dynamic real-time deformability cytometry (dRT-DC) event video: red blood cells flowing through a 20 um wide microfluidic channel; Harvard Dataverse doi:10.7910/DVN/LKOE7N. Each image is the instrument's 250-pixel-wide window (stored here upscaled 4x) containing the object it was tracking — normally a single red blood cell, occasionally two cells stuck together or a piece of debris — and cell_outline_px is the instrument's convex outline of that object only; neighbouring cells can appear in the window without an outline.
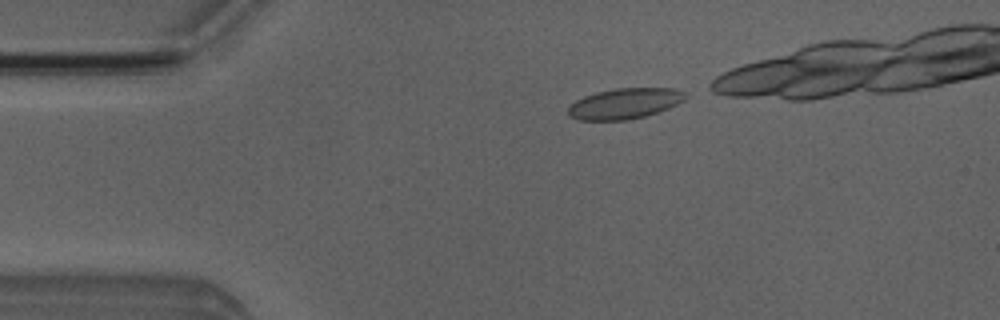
{"species": "Egyptian fruit bat (a non-hibernating species)", "species_latin": "Rousettus aegyptiacus", "temperature_condition": "room temperature", "stored_images_in_passage": 2, "camera_frame_rate_fps": 3000, "um_per_image_px": 0.085, "animal": {"sex": "male"}, "frame": {"image": 1, "passage_image": 1, "time_ms": 0.0, "image_size_px": [1000, 320], "cell_outline_px": [[688, 96], [684, 100], [668, 108], [644, 116], [628, 120], [576, 120], [568, 116], [568, 108], [576, 100], [584, 96], [596, 92], [616, 88], [676, 88], [688, 92]], "centroid_in_image_um": [53.11, 8.79], "position_along_channel_um": 31.9, "area_um2": 21.04}}